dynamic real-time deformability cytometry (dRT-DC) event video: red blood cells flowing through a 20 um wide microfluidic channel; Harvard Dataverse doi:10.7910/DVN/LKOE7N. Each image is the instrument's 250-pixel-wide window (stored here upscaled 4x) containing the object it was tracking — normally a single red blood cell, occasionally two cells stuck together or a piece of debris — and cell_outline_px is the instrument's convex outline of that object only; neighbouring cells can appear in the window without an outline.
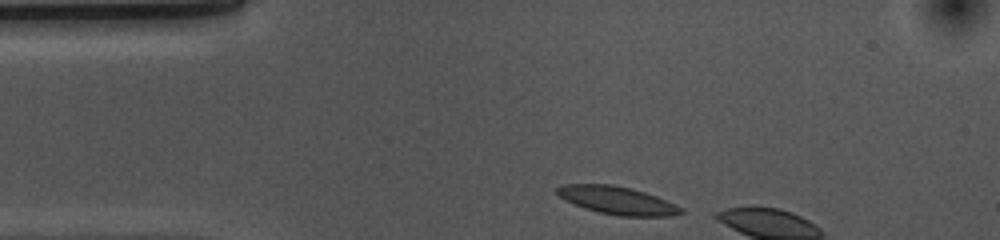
{"species": "common noctule bat (a hibernating species)", "species_latin": "Nyctalus noctula", "temperature_condition": "cold", "stored_images_in_passage": 4, "camera_frame_rate_fps": 3000, "um_per_image_px": 0.085, "animal": {"sex": "female", "body_mass_g": 10.0, "forearm_length_mm": 53.1}, "frame": {"image": 1, "passage_image": 1, "time_ms": 0.0, "image_size_px": [1000, 240], "cell_outline_px": [[684, 212], [672, 216], [620, 216], [600, 212], [584, 208], [564, 200], [556, 192], [556, 188], [564, 184], [612, 184], [632, 188], [656, 196], [684, 208]], "centroid_in_image_um": [52.47, 17.03], "position_along_channel_um": 32.5, "area_um2": 20.11}}